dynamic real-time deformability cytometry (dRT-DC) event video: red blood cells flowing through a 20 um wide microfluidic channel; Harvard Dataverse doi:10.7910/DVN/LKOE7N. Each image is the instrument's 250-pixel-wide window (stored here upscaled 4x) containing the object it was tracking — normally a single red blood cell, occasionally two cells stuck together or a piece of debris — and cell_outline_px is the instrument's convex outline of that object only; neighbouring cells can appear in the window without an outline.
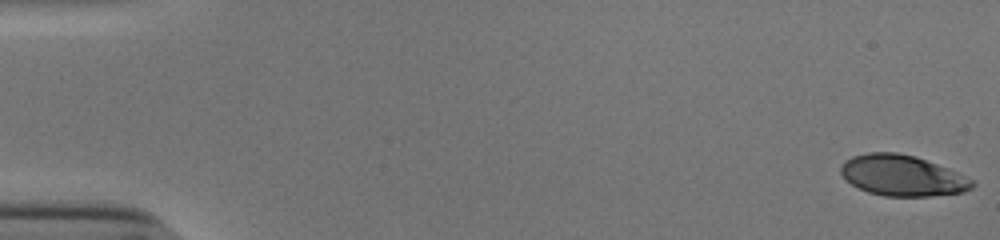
{"species": "human", "species_latin": "Homo sapiens", "temperature_condition": "cold", "stored_images_in_passage": 54, "camera_frame_rate_fps": 3000, "um_per_image_px": 0.085, "donor": {"sex": "male"}, "frame": {"image": 1, "passage_image": 1, "time_ms": 0.0, "image_size_px": [1000, 240], "cell_outline_px": [[976, 184], [972, 188], [964, 192], [932, 196], [884, 196], [868, 192], [852, 184], [840, 172], [840, 164], [844, 160], [852, 156], [868, 152], [896, 152], [916, 156], [948, 168], [976, 180]], "centroid_in_image_um": [76.73, 14.91], "position_along_channel_um": 8.3, "area_um2": 31.5}}
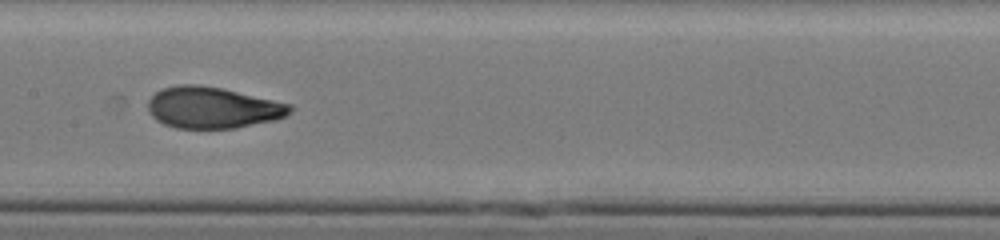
{"frame": {"image": 2, "passage_image": 28, "time_ms": 9.0, "image_size_px": [1000, 240], "cell_outline_px": [[292, 112], [276, 120], [236, 128], [176, 128], [164, 124], [156, 120], [148, 112], [148, 100], [156, 92], [164, 88], [180, 84], [196, 84], [220, 88], [292, 104]], "centroid_in_image_um": [18.07, 9.16], "position_along_channel_um": 189.3, "area_um2": 34.16}}
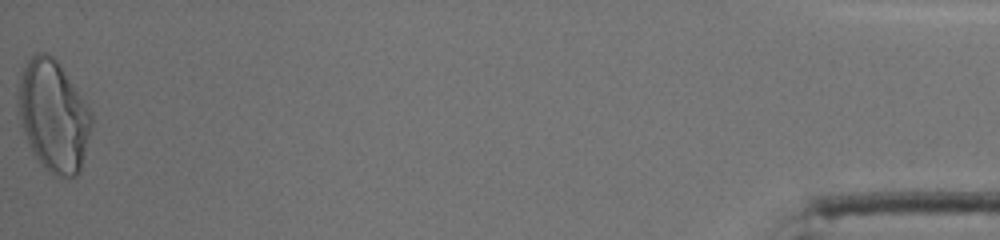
{"frame": {"image": 3, "passage_image": 54, "time_ms": 17.667, "image_size_px": [1000, 240], "cell_outline_px": [[92, 124], [80, 172], [76, 176], [52, 176], [48, 172], [32, 152], [16, 104], [16, 100], [20, 80], [24, 68], [28, 60], [36, 52], [48, 52], [56, 60], [92, 112]], "centroid_in_image_um": [4.54, 9.86], "position_along_channel_um": 430.7, "area_um2": 46.99}, "authors_computed_cell_mechanics": {"area_um2": 34.1598, "velocity_mm_per_s": 3.8461, "shape_relaxation_time_tau1_ms": 6.6198, "shape_relaxation_time_tau2_ms": 0.8088, "deformation_change_tau1": 0.2299, "deformation_change_tau2": 0.0578}}